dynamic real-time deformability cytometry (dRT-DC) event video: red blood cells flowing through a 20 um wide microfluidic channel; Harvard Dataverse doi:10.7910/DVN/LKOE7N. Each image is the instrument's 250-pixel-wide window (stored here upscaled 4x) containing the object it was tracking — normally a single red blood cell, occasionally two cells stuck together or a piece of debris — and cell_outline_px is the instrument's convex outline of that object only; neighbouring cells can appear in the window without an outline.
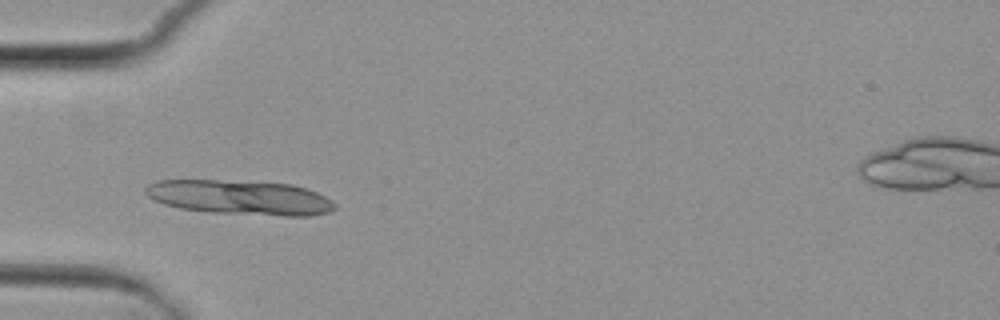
{"species": "common noctule bat (a hibernating species)", "species_latin": "Nyctalus noctula", "temperature_condition": "cold", "stored_images_in_passage": 5, "camera_frame_rate_fps": 3000, "um_per_image_px": 0.085, "animal": {"sex": "female", "body_mass_g": 29.2, "forearm_length_mm": 56.3}, "frame": {"image": 1, "passage_image": 5, "time_ms": 6.333, "image_size_px": [1000, 320], "cell_outline_px": [[336, 208], [328, 212], [308, 216], [284, 216], [208, 212], [180, 208], [164, 204], [148, 196], [144, 192], [144, 188], [148, 184], [156, 180], [216, 180], [292, 184], [308, 188], [332, 200], [336, 204]], "centroid_in_image_um": [20.4, 16.78], "position_along_channel_um": 64.6, "area_um2": 38.21}}